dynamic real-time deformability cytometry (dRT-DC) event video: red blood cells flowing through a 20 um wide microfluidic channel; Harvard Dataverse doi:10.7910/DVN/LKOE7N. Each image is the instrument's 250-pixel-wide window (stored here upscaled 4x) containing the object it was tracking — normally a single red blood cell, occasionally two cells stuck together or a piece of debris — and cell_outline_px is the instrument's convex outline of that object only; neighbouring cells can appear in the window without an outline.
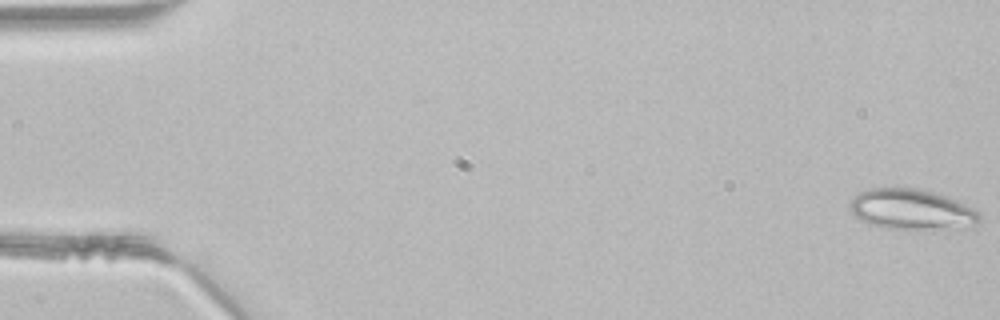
{"species": "common noctule bat (a hibernating species)", "species_latin": "Nyctalus noctula", "temperature_condition": "room temperature", "stored_images_in_passage": 47, "camera_frame_rate_fps": 3000, "um_per_image_px": 0.085, "animal": {"sex": "male", "body_mass_g": 21.5, "forearm_length_mm": 52.0}, "frame": {"image": 1, "passage_image": 1, "time_ms": 0.0, "image_size_px": [1000, 320], "cell_outline_px": [[980, 220], [976, 224], [932, 232], [924, 232], [884, 228], [868, 224], [860, 220], [848, 208], [848, 204], [860, 192], [868, 188], [920, 188], [956, 200], [980, 212]], "centroid_in_image_um": [77.48, 17.85], "position_along_channel_um": 7.5, "area_um2": 31.33}}
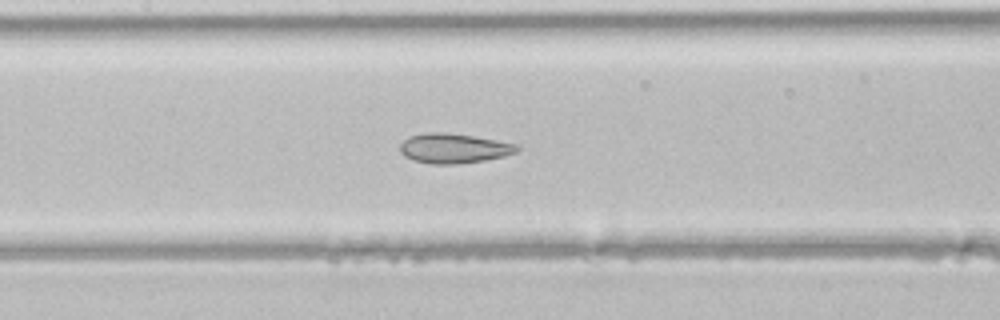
{"frame": {"image": 2, "passage_image": 22, "time_ms": 7.0, "image_size_px": [1000, 320], "cell_outline_px": [[520, 148], [516, 152], [504, 156], [484, 160], [456, 164], [432, 164], [412, 160], [404, 156], [400, 152], [400, 144], [408, 136], [428, 132], [444, 132], [472, 136], [520, 144]], "centroid_in_image_um": [38.56, 12.6], "position_along_channel_um": 168.8, "area_um2": 20.35}}
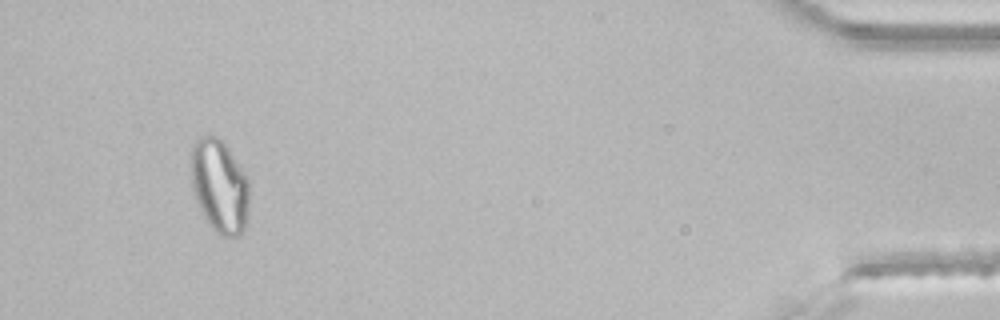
{"frame": {"image": 3, "passage_image": 44, "time_ms": 14.333, "image_size_px": [1000, 320], "cell_outline_px": [[248, 216], [244, 228], [236, 236], [220, 236], [212, 228], [204, 216], [196, 200], [192, 188], [192, 144], [200, 136], [216, 136], [228, 148], [244, 172], [248, 180]], "centroid_in_image_um": [18.66, 15.83], "position_along_channel_um": 416.5, "area_um2": 31.27}}